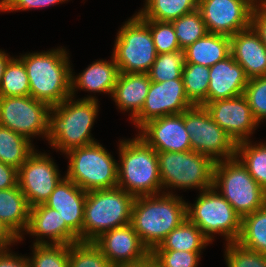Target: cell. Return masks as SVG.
Masks as SVG:
<instances>
[{"label":"cell","mask_w":266,"mask_h":267,"mask_svg":"<svg viewBox=\"0 0 266 267\" xmlns=\"http://www.w3.org/2000/svg\"><path fill=\"white\" fill-rule=\"evenodd\" d=\"M165 193L135 197L132 205L131 224L150 252L187 218L182 197Z\"/></svg>","instance_id":"obj_1"},{"label":"cell","mask_w":266,"mask_h":267,"mask_svg":"<svg viewBox=\"0 0 266 267\" xmlns=\"http://www.w3.org/2000/svg\"><path fill=\"white\" fill-rule=\"evenodd\" d=\"M97 113L98 101L94 96L77 101L67 98L49 110L46 139L63 153L96 143L90 131Z\"/></svg>","instance_id":"obj_2"},{"label":"cell","mask_w":266,"mask_h":267,"mask_svg":"<svg viewBox=\"0 0 266 267\" xmlns=\"http://www.w3.org/2000/svg\"><path fill=\"white\" fill-rule=\"evenodd\" d=\"M64 48L20 56L30 85V96L50 107L71 97V71Z\"/></svg>","instance_id":"obj_3"},{"label":"cell","mask_w":266,"mask_h":267,"mask_svg":"<svg viewBox=\"0 0 266 267\" xmlns=\"http://www.w3.org/2000/svg\"><path fill=\"white\" fill-rule=\"evenodd\" d=\"M120 163H117V186L133 195H158L162 184L158 166L157 151L147 145L139 136L120 141Z\"/></svg>","instance_id":"obj_4"},{"label":"cell","mask_w":266,"mask_h":267,"mask_svg":"<svg viewBox=\"0 0 266 267\" xmlns=\"http://www.w3.org/2000/svg\"><path fill=\"white\" fill-rule=\"evenodd\" d=\"M134 199L118 186L87 192L82 242H93L104 232L130 224Z\"/></svg>","instance_id":"obj_5"},{"label":"cell","mask_w":266,"mask_h":267,"mask_svg":"<svg viewBox=\"0 0 266 267\" xmlns=\"http://www.w3.org/2000/svg\"><path fill=\"white\" fill-rule=\"evenodd\" d=\"M243 218L266 205V191L237 157L215 162L213 186Z\"/></svg>","instance_id":"obj_6"},{"label":"cell","mask_w":266,"mask_h":267,"mask_svg":"<svg viewBox=\"0 0 266 267\" xmlns=\"http://www.w3.org/2000/svg\"><path fill=\"white\" fill-rule=\"evenodd\" d=\"M69 156L66 178L86 192L116 187L117 162L98 142L66 152Z\"/></svg>","instance_id":"obj_7"},{"label":"cell","mask_w":266,"mask_h":267,"mask_svg":"<svg viewBox=\"0 0 266 267\" xmlns=\"http://www.w3.org/2000/svg\"><path fill=\"white\" fill-rule=\"evenodd\" d=\"M162 188H198L204 191L213 186L215 162L195 151H157Z\"/></svg>","instance_id":"obj_8"},{"label":"cell","mask_w":266,"mask_h":267,"mask_svg":"<svg viewBox=\"0 0 266 267\" xmlns=\"http://www.w3.org/2000/svg\"><path fill=\"white\" fill-rule=\"evenodd\" d=\"M117 34L112 55L119 72L148 73L158 55L149 20L137 13L125 22Z\"/></svg>","instance_id":"obj_9"},{"label":"cell","mask_w":266,"mask_h":267,"mask_svg":"<svg viewBox=\"0 0 266 267\" xmlns=\"http://www.w3.org/2000/svg\"><path fill=\"white\" fill-rule=\"evenodd\" d=\"M187 218L211 242L214 234L225 236L227 243L238 241L242 218L214 187L200 193L196 203H187Z\"/></svg>","instance_id":"obj_10"},{"label":"cell","mask_w":266,"mask_h":267,"mask_svg":"<svg viewBox=\"0 0 266 267\" xmlns=\"http://www.w3.org/2000/svg\"><path fill=\"white\" fill-rule=\"evenodd\" d=\"M184 126L192 151L207 155L214 162L236 157V143L211 118L205 106L196 105L184 111Z\"/></svg>","instance_id":"obj_11"},{"label":"cell","mask_w":266,"mask_h":267,"mask_svg":"<svg viewBox=\"0 0 266 267\" xmlns=\"http://www.w3.org/2000/svg\"><path fill=\"white\" fill-rule=\"evenodd\" d=\"M51 107L32 96H0V125L30 140L36 135L47 136L48 113Z\"/></svg>","instance_id":"obj_12"},{"label":"cell","mask_w":266,"mask_h":267,"mask_svg":"<svg viewBox=\"0 0 266 267\" xmlns=\"http://www.w3.org/2000/svg\"><path fill=\"white\" fill-rule=\"evenodd\" d=\"M114 267H141L150 263V251L133 225L111 229L93 241Z\"/></svg>","instance_id":"obj_13"},{"label":"cell","mask_w":266,"mask_h":267,"mask_svg":"<svg viewBox=\"0 0 266 267\" xmlns=\"http://www.w3.org/2000/svg\"><path fill=\"white\" fill-rule=\"evenodd\" d=\"M63 178L45 153L34 151L18 169V186L30 207L44 204Z\"/></svg>","instance_id":"obj_14"},{"label":"cell","mask_w":266,"mask_h":267,"mask_svg":"<svg viewBox=\"0 0 266 267\" xmlns=\"http://www.w3.org/2000/svg\"><path fill=\"white\" fill-rule=\"evenodd\" d=\"M253 8L246 0H198L207 32L227 36L251 26Z\"/></svg>","instance_id":"obj_15"},{"label":"cell","mask_w":266,"mask_h":267,"mask_svg":"<svg viewBox=\"0 0 266 267\" xmlns=\"http://www.w3.org/2000/svg\"><path fill=\"white\" fill-rule=\"evenodd\" d=\"M193 105L189 102L183 79L152 82L141 112L132 120L137 128L155 118L181 114Z\"/></svg>","instance_id":"obj_16"},{"label":"cell","mask_w":266,"mask_h":267,"mask_svg":"<svg viewBox=\"0 0 266 267\" xmlns=\"http://www.w3.org/2000/svg\"><path fill=\"white\" fill-rule=\"evenodd\" d=\"M205 108L211 118L236 144L250 140L249 135L253 134L255 127L258 126L244 95L216 100L206 104Z\"/></svg>","instance_id":"obj_17"},{"label":"cell","mask_w":266,"mask_h":267,"mask_svg":"<svg viewBox=\"0 0 266 267\" xmlns=\"http://www.w3.org/2000/svg\"><path fill=\"white\" fill-rule=\"evenodd\" d=\"M139 129V137L156 151H192L190 135L184 126V112L155 118Z\"/></svg>","instance_id":"obj_18"},{"label":"cell","mask_w":266,"mask_h":267,"mask_svg":"<svg viewBox=\"0 0 266 267\" xmlns=\"http://www.w3.org/2000/svg\"><path fill=\"white\" fill-rule=\"evenodd\" d=\"M26 232L39 236L34 244L70 245L79 242L78 235L62 221L59 212L45 203L30 208ZM43 236H48L51 242L45 241Z\"/></svg>","instance_id":"obj_19"},{"label":"cell","mask_w":266,"mask_h":267,"mask_svg":"<svg viewBox=\"0 0 266 267\" xmlns=\"http://www.w3.org/2000/svg\"><path fill=\"white\" fill-rule=\"evenodd\" d=\"M87 192L65 176L50 194L45 204L59 212L62 221L78 235L82 242L84 205Z\"/></svg>","instance_id":"obj_20"},{"label":"cell","mask_w":266,"mask_h":267,"mask_svg":"<svg viewBox=\"0 0 266 267\" xmlns=\"http://www.w3.org/2000/svg\"><path fill=\"white\" fill-rule=\"evenodd\" d=\"M209 70L210 82L207 101L202 106L216 100L244 95L249 78L231 54L211 66Z\"/></svg>","instance_id":"obj_21"},{"label":"cell","mask_w":266,"mask_h":267,"mask_svg":"<svg viewBox=\"0 0 266 267\" xmlns=\"http://www.w3.org/2000/svg\"><path fill=\"white\" fill-rule=\"evenodd\" d=\"M230 49L249 79L266 76V47L252 26L230 36Z\"/></svg>","instance_id":"obj_22"},{"label":"cell","mask_w":266,"mask_h":267,"mask_svg":"<svg viewBox=\"0 0 266 267\" xmlns=\"http://www.w3.org/2000/svg\"><path fill=\"white\" fill-rule=\"evenodd\" d=\"M150 85L148 73L119 72L111 97L119 109L131 110L133 120L142 110Z\"/></svg>","instance_id":"obj_23"},{"label":"cell","mask_w":266,"mask_h":267,"mask_svg":"<svg viewBox=\"0 0 266 267\" xmlns=\"http://www.w3.org/2000/svg\"><path fill=\"white\" fill-rule=\"evenodd\" d=\"M119 75L118 66L112 55L111 62L99 60L88 66L79 76L71 74V97L76 88L91 92L113 93Z\"/></svg>","instance_id":"obj_24"},{"label":"cell","mask_w":266,"mask_h":267,"mask_svg":"<svg viewBox=\"0 0 266 267\" xmlns=\"http://www.w3.org/2000/svg\"><path fill=\"white\" fill-rule=\"evenodd\" d=\"M30 208L18 185L0 190V220L20 241L21 232L26 231L29 224Z\"/></svg>","instance_id":"obj_25"},{"label":"cell","mask_w":266,"mask_h":267,"mask_svg":"<svg viewBox=\"0 0 266 267\" xmlns=\"http://www.w3.org/2000/svg\"><path fill=\"white\" fill-rule=\"evenodd\" d=\"M184 51L185 64H198L210 68L231 54L230 36L207 33Z\"/></svg>","instance_id":"obj_26"},{"label":"cell","mask_w":266,"mask_h":267,"mask_svg":"<svg viewBox=\"0 0 266 267\" xmlns=\"http://www.w3.org/2000/svg\"><path fill=\"white\" fill-rule=\"evenodd\" d=\"M209 242L210 241L203 235L202 231L186 218L153 250L201 252V249H204Z\"/></svg>","instance_id":"obj_27"},{"label":"cell","mask_w":266,"mask_h":267,"mask_svg":"<svg viewBox=\"0 0 266 267\" xmlns=\"http://www.w3.org/2000/svg\"><path fill=\"white\" fill-rule=\"evenodd\" d=\"M34 152L31 140L0 125V161L19 169Z\"/></svg>","instance_id":"obj_28"},{"label":"cell","mask_w":266,"mask_h":267,"mask_svg":"<svg viewBox=\"0 0 266 267\" xmlns=\"http://www.w3.org/2000/svg\"><path fill=\"white\" fill-rule=\"evenodd\" d=\"M198 9V0H146L138 14L145 20L171 22Z\"/></svg>","instance_id":"obj_29"},{"label":"cell","mask_w":266,"mask_h":267,"mask_svg":"<svg viewBox=\"0 0 266 267\" xmlns=\"http://www.w3.org/2000/svg\"><path fill=\"white\" fill-rule=\"evenodd\" d=\"M237 242L266 255V205L242 218L241 234Z\"/></svg>","instance_id":"obj_30"},{"label":"cell","mask_w":266,"mask_h":267,"mask_svg":"<svg viewBox=\"0 0 266 267\" xmlns=\"http://www.w3.org/2000/svg\"><path fill=\"white\" fill-rule=\"evenodd\" d=\"M236 157L240 158L248 173L266 191V144L252 145L250 140L241 141L236 144Z\"/></svg>","instance_id":"obj_31"},{"label":"cell","mask_w":266,"mask_h":267,"mask_svg":"<svg viewBox=\"0 0 266 267\" xmlns=\"http://www.w3.org/2000/svg\"><path fill=\"white\" fill-rule=\"evenodd\" d=\"M182 79L189 102L193 105H203L207 101L210 82L209 67L198 64H185Z\"/></svg>","instance_id":"obj_32"},{"label":"cell","mask_w":266,"mask_h":267,"mask_svg":"<svg viewBox=\"0 0 266 267\" xmlns=\"http://www.w3.org/2000/svg\"><path fill=\"white\" fill-rule=\"evenodd\" d=\"M185 63L184 50L158 54L148 72L149 78L152 82L182 79Z\"/></svg>","instance_id":"obj_33"},{"label":"cell","mask_w":266,"mask_h":267,"mask_svg":"<svg viewBox=\"0 0 266 267\" xmlns=\"http://www.w3.org/2000/svg\"><path fill=\"white\" fill-rule=\"evenodd\" d=\"M26 68L20 59L12 58L4 71L0 96H29L30 85Z\"/></svg>","instance_id":"obj_34"},{"label":"cell","mask_w":266,"mask_h":267,"mask_svg":"<svg viewBox=\"0 0 266 267\" xmlns=\"http://www.w3.org/2000/svg\"><path fill=\"white\" fill-rule=\"evenodd\" d=\"M171 22L182 50L208 33L201 12L198 9Z\"/></svg>","instance_id":"obj_35"},{"label":"cell","mask_w":266,"mask_h":267,"mask_svg":"<svg viewBox=\"0 0 266 267\" xmlns=\"http://www.w3.org/2000/svg\"><path fill=\"white\" fill-rule=\"evenodd\" d=\"M68 267H114L93 242L69 245Z\"/></svg>","instance_id":"obj_36"},{"label":"cell","mask_w":266,"mask_h":267,"mask_svg":"<svg viewBox=\"0 0 266 267\" xmlns=\"http://www.w3.org/2000/svg\"><path fill=\"white\" fill-rule=\"evenodd\" d=\"M31 267H68L69 245L33 244Z\"/></svg>","instance_id":"obj_37"},{"label":"cell","mask_w":266,"mask_h":267,"mask_svg":"<svg viewBox=\"0 0 266 267\" xmlns=\"http://www.w3.org/2000/svg\"><path fill=\"white\" fill-rule=\"evenodd\" d=\"M201 252L152 250L150 262L155 267H197Z\"/></svg>","instance_id":"obj_38"},{"label":"cell","mask_w":266,"mask_h":267,"mask_svg":"<svg viewBox=\"0 0 266 267\" xmlns=\"http://www.w3.org/2000/svg\"><path fill=\"white\" fill-rule=\"evenodd\" d=\"M225 259L228 267H266V255L243 247L237 241L227 243Z\"/></svg>","instance_id":"obj_39"},{"label":"cell","mask_w":266,"mask_h":267,"mask_svg":"<svg viewBox=\"0 0 266 267\" xmlns=\"http://www.w3.org/2000/svg\"><path fill=\"white\" fill-rule=\"evenodd\" d=\"M149 28L157 54L182 50L172 22L149 20Z\"/></svg>","instance_id":"obj_40"},{"label":"cell","mask_w":266,"mask_h":267,"mask_svg":"<svg viewBox=\"0 0 266 267\" xmlns=\"http://www.w3.org/2000/svg\"><path fill=\"white\" fill-rule=\"evenodd\" d=\"M244 96L256 121L263 122L266 119V76L249 79Z\"/></svg>","instance_id":"obj_41"},{"label":"cell","mask_w":266,"mask_h":267,"mask_svg":"<svg viewBox=\"0 0 266 267\" xmlns=\"http://www.w3.org/2000/svg\"><path fill=\"white\" fill-rule=\"evenodd\" d=\"M66 0H0V11H17L49 7Z\"/></svg>","instance_id":"obj_42"},{"label":"cell","mask_w":266,"mask_h":267,"mask_svg":"<svg viewBox=\"0 0 266 267\" xmlns=\"http://www.w3.org/2000/svg\"><path fill=\"white\" fill-rule=\"evenodd\" d=\"M251 26L259 34L266 47V5L253 8Z\"/></svg>","instance_id":"obj_43"},{"label":"cell","mask_w":266,"mask_h":267,"mask_svg":"<svg viewBox=\"0 0 266 267\" xmlns=\"http://www.w3.org/2000/svg\"><path fill=\"white\" fill-rule=\"evenodd\" d=\"M18 185V169L0 161V190Z\"/></svg>","instance_id":"obj_44"},{"label":"cell","mask_w":266,"mask_h":267,"mask_svg":"<svg viewBox=\"0 0 266 267\" xmlns=\"http://www.w3.org/2000/svg\"><path fill=\"white\" fill-rule=\"evenodd\" d=\"M0 267H31L27 257L17 256L9 249L0 250Z\"/></svg>","instance_id":"obj_45"},{"label":"cell","mask_w":266,"mask_h":267,"mask_svg":"<svg viewBox=\"0 0 266 267\" xmlns=\"http://www.w3.org/2000/svg\"><path fill=\"white\" fill-rule=\"evenodd\" d=\"M19 239L8 229V227L0 220V250L8 249L10 244L18 242Z\"/></svg>","instance_id":"obj_46"},{"label":"cell","mask_w":266,"mask_h":267,"mask_svg":"<svg viewBox=\"0 0 266 267\" xmlns=\"http://www.w3.org/2000/svg\"><path fill=\"white\" fill-rule=\"evenodd\" d=\"M11 59L12 58L9 57L4 51L0 50V85L3 79L5 68Z\"/></svg>","instance_id":"obj_47"},{"label":"cell","mask_w":266,"mask_h":267,"mask_svg":"<svg viewBox=\"0 0 266 267\" xmlns=\"http://www.w3.org/2000/svg\"><path fill=\"white\" fill-rule=\"evenodd\" d=\"M246 1L249 4H251L253 7H257V6L259 7V6L266 5V0H259V2L257 0H246Z\"/></svg>","instance_id":"obj_48"},{"label":"cell","mask_w":266,"mask_h":267,"mask_svg":"<svg viewBox=\"0 0 266 267\" xmlns=\"http://www.w3.org/2000/svg\"><path fill=\"white\" fill-rule=\"evenodd\" d=\"M141 267H155L151 262Z\"/></svg>","instance_id":"obj_49"}]
</instances>
